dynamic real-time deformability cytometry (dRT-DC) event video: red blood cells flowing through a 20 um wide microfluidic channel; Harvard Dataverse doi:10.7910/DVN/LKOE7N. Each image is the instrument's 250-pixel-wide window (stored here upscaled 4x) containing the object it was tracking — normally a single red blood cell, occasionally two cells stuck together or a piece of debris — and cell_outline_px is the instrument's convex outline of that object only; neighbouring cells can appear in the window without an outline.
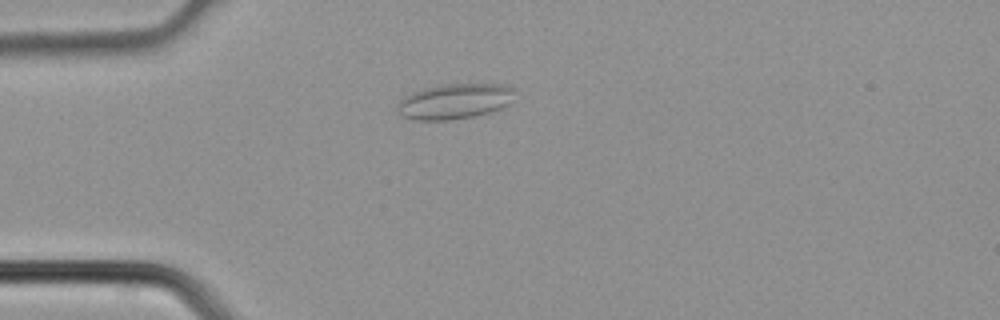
{"species": "common noctule bat (a hibernating species)", "species_latin": "Nyctalus noctula", "temperature_condition": "cold", "stored_images_in_passage": 2, "camera_frame_rate_fps": 3000, "um_per_image_px": 0.085, "animal": {"sex": "male", "body_mass_g": 21.5, "forearm_length_mm": 52.0}, "frame": {"image": 1, "passage_image": 2, "time_ms": 0.333, "image_size_px": [1000, 320], "cell_outline_px": [[516, 88], [508, 104], [500, 108], [476, 116], [448, 120], [412, 120], [404, 116], [396, 108], [396, 104], [404, 96], [412, 92], [424, 88], [444, 84], [500, 84]], "centroid_in_image_um": [38.61, 8.61], "position_along_channel_um": 46.4, "area_um2": 24.1}}